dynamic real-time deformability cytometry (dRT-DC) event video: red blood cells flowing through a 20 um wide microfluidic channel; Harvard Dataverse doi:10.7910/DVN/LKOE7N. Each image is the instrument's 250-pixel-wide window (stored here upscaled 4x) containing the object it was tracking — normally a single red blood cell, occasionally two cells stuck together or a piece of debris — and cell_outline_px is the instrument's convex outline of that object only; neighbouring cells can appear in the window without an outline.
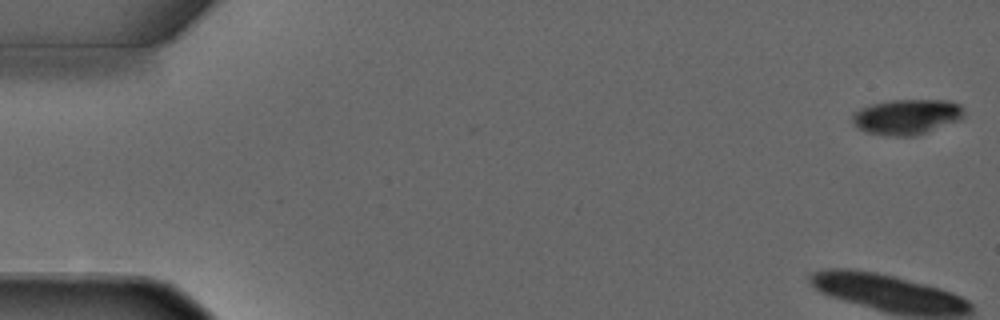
{"species": "common noctule bat (a hibernating species)", "species_latin": "Nyctalus noctula", "temperature_condition": "warm", "stored_images_in_passage": 4, "camera_frame_rate_fps": 3000, "um_per_image_px": 0.085, "animal": {"sex": "male", "forearm_length_mm": 52.5}, "frame": {"image": 1, "passage_image": 1, "time_ms": 0.0, "image_size_px": [1000, 320], "cell_outline_px": [[964, 116], [960, 120], [928, 132], [916, 136], [884, 136], [868, 132], [856, 128], [852, 124], [852, 112], [860, 108], [872, 104], [892, 100], [948, 100], [960, 104], [964, 108]], "centroid_in_image_um": [77.07, 9.94], "position_along_channel_um": 7.9, "area_um2": 23.35}}